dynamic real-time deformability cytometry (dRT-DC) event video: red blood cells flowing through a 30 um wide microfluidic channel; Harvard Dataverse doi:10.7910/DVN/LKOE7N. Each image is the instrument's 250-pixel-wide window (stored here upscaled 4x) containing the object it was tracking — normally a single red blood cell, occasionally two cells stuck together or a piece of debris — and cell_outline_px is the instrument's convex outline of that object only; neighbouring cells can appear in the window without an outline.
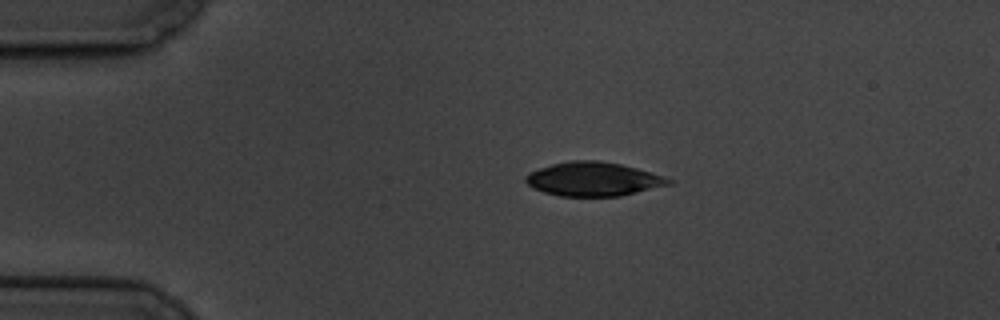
{"species": "common noctule bat (a hibernating species)", "species_latin": "Nyctalus noctula", "temperature_condition": "cold", "stored_images_in_passage": 2, "camera_frame_rate_fps": 3000, "um_per_image_px": 0.085, "animal": {"sex": "male", "body_mass_g": 19.5, "forearm_length_mm": 54.6}, "frame": {"image": 1, "passage_image": 1, "time_ms": 0.0, "image_size_px": [1000, 320], "cell_outline_px": [[672, 184], [620, 196], [560, 196], [544, 192], [532, 188], [524, 180], [524, 176], [528, 172], [552, 164], [572, 160], [596, 160], [620, 164], [636, 168], [664, 176], [672, 180]], "centroid_in_image_um": [50.4, 15.22], "position_along_channel_um": 34.6, "area_um2": 28.21}}